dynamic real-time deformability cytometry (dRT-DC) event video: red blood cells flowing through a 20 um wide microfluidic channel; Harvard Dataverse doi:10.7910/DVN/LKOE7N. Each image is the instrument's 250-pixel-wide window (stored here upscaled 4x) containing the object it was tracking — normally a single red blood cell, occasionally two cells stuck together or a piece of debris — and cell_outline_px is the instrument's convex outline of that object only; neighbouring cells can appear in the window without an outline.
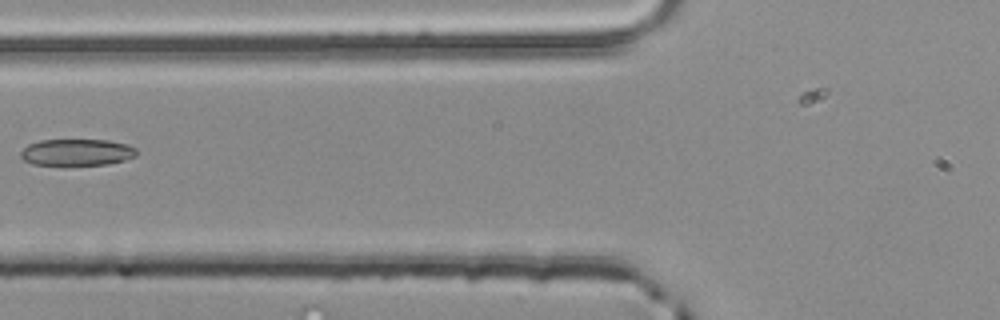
{"species": "common noctule bat (a hibernating species)", "species_latin": "Nyctalus noctula", "temperature_condition": "room temperature", "stored_images_in_passage": 5, "camera_frame_rate_fps": 3000, "um_per_image_px": 0.085, "animal": {"sex": "male", "body_mass_g": 20.4}, "frame": {"image": 1, "passage_image": 5, "time_ms": 1.333, "image_size_px": [1000, 320], "cell_outline_px": [[136, 156], [124, 160], [108, 164], [32, 164], [24, 160], [20, 156], [20, 152], [28, 144], [40, 140], [108, 140], [128, 144], [136, 148]], "centroid_in_image_um": [6.54, 12.93], "position_along_channel_um": 119.3, "area_um2": 17.8}}